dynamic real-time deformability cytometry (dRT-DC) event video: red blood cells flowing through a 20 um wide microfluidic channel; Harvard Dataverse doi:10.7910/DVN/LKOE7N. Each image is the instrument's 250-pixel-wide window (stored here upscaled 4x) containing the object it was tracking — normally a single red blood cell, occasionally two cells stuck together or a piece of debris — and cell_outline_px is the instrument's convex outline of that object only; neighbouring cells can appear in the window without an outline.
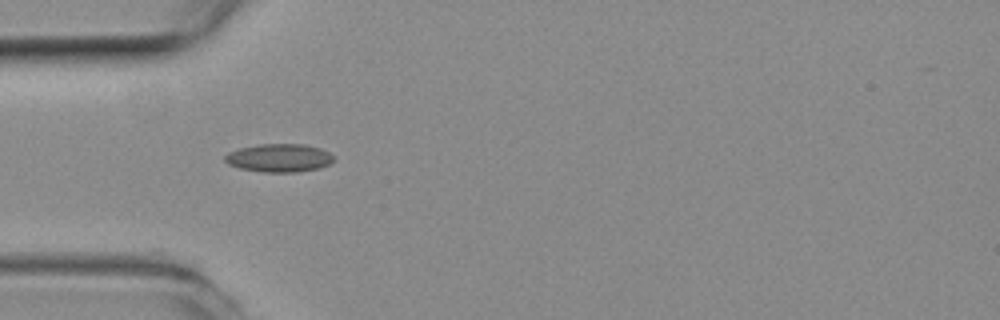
{"species": "common noctule bat (a hibernating species)", "species_latin": "Nyctalus noctula", "temperature_condition": "room temperature", "stored_images_in_passage": 40, "camera_frame_rate_fps": 3000, "um_per_image_px": 0.085, "animal": {"sex": "female", "body_mass_g": 19.3, "forearm_length_mm": 54.1}, "frame": {"image": 1, "passage_image": 1, "time_ms": 0.0, "image_size_px": [1000, 320], "cell_outline_px": [[336, 160], [320, 168], [296, 172], [264, 172], [240, 168], [228, 164], [224, 160], [224, 156], [228, 152], [240, 148], [260, 144], [304, 144], [320, 148], [328, 152]], "centroid_in_image_um": [23.72, 13.42], "position_along_channel_um": 61.3, "area_um2": 17.86}}
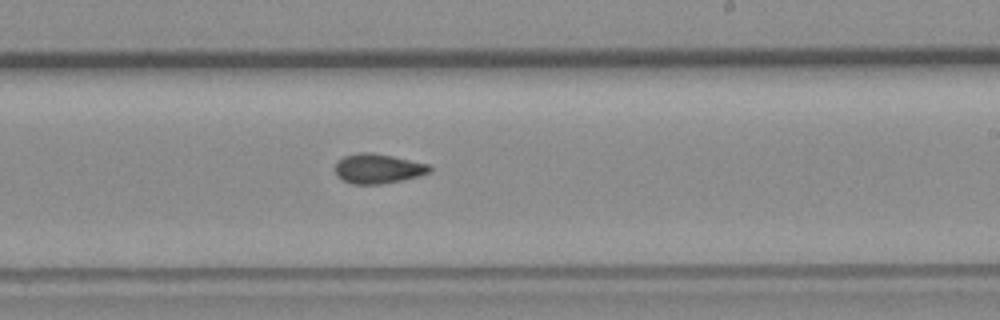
{"frame": {"image": 2, "passage_image": 17, "time_ms": 5.333, "image_size_px": [1000, 320], "cell_outline_px": [[432, 172], [404, 180], [384, 184], [352, 184], [336, 176], [336, 164], [344, 156], [360, 152], [372, 152], [392, 156], [428, 164], [432, 168]], "centroid_in_image_um": [32.15, 14.34], "position_along_channel_um": 256.8, "area_um2": 16.36}}
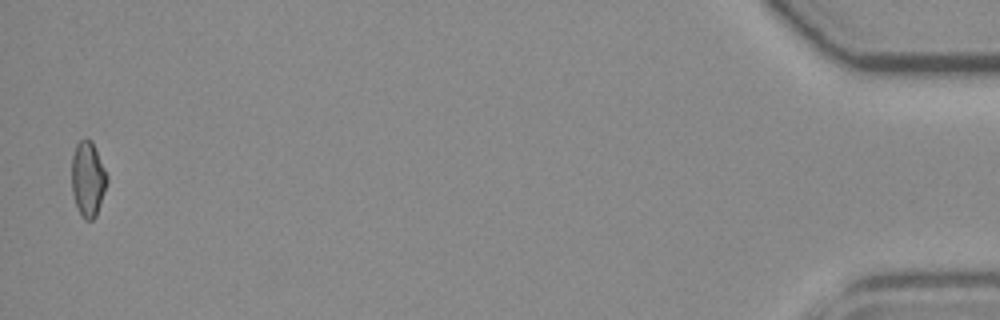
{"frame": {"image": 3, "passage_image": 39, "time_ms": 12.667, "image_size_px": [1000, 320], "cell_outline_px": [[108, 180], [96, 216], [92, 220], [84, 220], [76, 204], [72, 192], [72, 156], [76, 144], [80, 140], [92, 140], [108, 176]], "centroid_in_image_um": [7.47, 15.21], "position_along_channel_um": 427.7, "area_um2": 15.32}, "authors_computed_cell_mechanics": {"area_um2": 16.0684, "velocity_mm_per_s": 3.6872, "shape_relaxation_time_tau1_ms": null, "shape_relaxation_time_tau2_ms": 3.3094, "deformation_change_tau1": null, "deformation_change_tau2": 0.0939}}